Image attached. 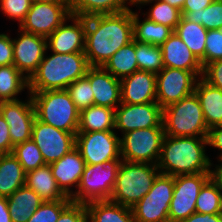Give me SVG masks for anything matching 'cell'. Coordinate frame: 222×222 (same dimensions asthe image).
I'll return each instance as SVG.
<instances>
[{"instance_id": "7dc6e473", "label": "cell", "mask_w": 222, "mask_h": 222, "mask_svg": "<svg viewBox=\"0 0 222 222\" xmlns=\"http://www.w3.org/2000/svg\"><path fill=\"white\" fill-rule=\"evenodd\" d=\"M208 145L218 148L221 152L219 159H222V125L209 128L207 135Z\"/></svg>"}, {"instance_id": "4316f807", "label": "cell", "mask_w": 222, "mask_h": 222, "mask_svg": "<svg viewBox=\"0 0 222 222\" xmlns=\"http://www.w3.org/2000/svg\"><path fill=\"white\" fill-rule=\"evenodd\" d=\"M25 182L26 172L13 153L0 154V197L8 198Z\"/></svg>"}, {"instance_id": "83f0119b", "label": "cell", "mask_w": 222, "mask_h": 222, "mask_svg": "<svg viewBox=\"0 0 222 222\" xmlns=\"http://www.w3.org/2000/svg\"><path fill=\"white\" fill-rule=\"evenodd\" d=\"M12 222H27L36 209L44 202L26 185L17 189L7 198Z\"/></svg>"}, {"instance_id": "7bdbcfd3", "label": "cell", "mask_w": 222, "mask_h": 222, "mask_svg": "<svg viewBox=\"0 0 222 222\" xmlns=\"http://www.w3.org/2000/svg\"><path fill=\"white\" fill-rule=\"evenodd\" d=\"M86 204L71 202L60 214L57 222H87Z\"/></svg>"}, {"instance_id": "ac0fdd59", "label": "cell", "mask_w": 222, "mask_h": 222, "mask_svg": "<svg viewBox=\"0 0 222 222\" xmlns=\"http://www.w3.org/2000/svg\"><path fill=\"white\" fill-rule=\"evenodd\" d=\"M72 19V20H71ZM73 25H66V21ZM86 18L70 15L51 35L47 37V49L53 53H84Z\"/></svg>"}, {"instance_id": "ee69618b", "label": "cell", "mask_w": 222, "mask_h": 222, "mask_svg": "<svg viewBox=\"0 0 222 222\" xmlns=\"http://www.w3.org/2000/svg\"><path fill=\"white\" fill-rule=\"evenodd\" d=\"M202 78L222 90V60L210 62L203 67Z\"/></svg>"}, {"instance_id": "b9f144b4", "label": "cell", "mask_w": 222, "mask_h": 222, "mask_svg": "<svg viewBox=\"0 0 222 222\" xmlns=\"http://www.w3.org/2000/svg\"><path fill=\"white\" fill-rule=\"evenodd\" d=\"M30 0H0V9L10 19L19 21V25L25 20L31 7Z\"/></svg>"}, {"instance_id": "d6a6232c", "label": "cell", "mask_w": 222, "mask_h": 222, "mask_svg": "<svg viewBox=\"0 0 222 222\" xmlns=\"http://www.w3.org/2000/svg\"><path fill=\"white\" fill-rule=\"evenodd\" d=\"M28 88V80L14 66H0V100L15 101L16 95Z\"/></svg>"}, {"instance_id": "f6af8a7d", "label": "cell", "mask_w": 222, "mask_h": 222, "mask_svg": "<svg viewBox=\"0 0 222 222\" xmlns=\"http://www.w3.org/2000/svg\"><path fill=\"white\" fill-rule=\"evenodd\" d=\"M14 50L12 39L7 34H0V66L13 65Z\"/></svg>"}, {"instance_id": "603a6c76", "label": "cell", "mask_w": 222, "mask_h": 222, "mask_svg": "<svg viewBox=\"0 0 222 222\" xmlns=\"http://www.w3.org/2000/svg\"><path fill=\"white\" fill-rule=\"evenodd\" d=\"M200 79L196 82L194 93L199 99L206 125L208 128L222 125V90L202 77Z\"/></svg>"}, {"instance_id": "5bb4252c", "label": "cell", "mask_w": 222, "mask_h": 222, "mask_svg": "<svg viewBox=\"0 0 222 222\" xmlns=\"http://www.w3.org/2000/svg\"><path fill=\"white\" fill-rule=\"evenodd\" d=\"M41 151L46 164H51L75 147V135L35 119L31 138Z\"/></svg>"}, {"instance_id": "9c48e42d", "label": "cell", "mask_w": 222, "mask_h": 222, "mask_svg": "<svg viewBox=\"0 0 222 222\" xmlns=\"http://www.w3.org/2000/svg\"><path fill=\"white\" fill-rule=\"evenodd\" d=\"M174 176L159 173L149 192L131 207L136 222H169Z\"/></svg>"}, {"instance_id": "c3c4849f", "label": "cell", "mask_w": 222, "mask_h": 222, "mask_svg": "<svg viewBox=\"0 0 222 222\" xmlns=\"http://www.w3.org/2000/svg\"><path fill=\"white\" fill-rule=\"evenodd\" d=\"M182 222H222V214H200L194 212Z\"/></svg>"}, {"instance_id": "7a4b0ae2", "label": "cell", "mask_w": 222, "mask_h": 222, "mask_svg": "<svg viewBox=\"0 0 222 222\" xmlns=\"http://www.w3.org/2000/svg\"><path fill=\"white\" fill-rule=\"evenodd\" d=\"M205 145L207 138L165 135L157 163L160 173L176 177L210 172L212 163Z\"/></svg>"}, {"instance_id": "484cf974", "label": "cell", "mask_w": 222, "mask_h": 222, "mask_svg": "<svg viewBox=\"0 0 222 222\" xmlns=\"http://www.w3.org/2000/svg\"><path fill=\"white\" fill-rule=\"evenodd\" d=\"M86 210L87 222H136L131 208L111 200L90 202Z\"/></svg>"}, {"instance_id": "e575fe53", "label": "cell", "mask_w": 222, "mask_h": 222, "mask_svg": "<svg viewBox=\"0 0 222 222\" xmlns=\"http://www.w3.org/2000/svg\"><path fill=\"white\" fill-rule=\"evenodd\" d=\"M221 199L222 191L209 179L198 194L195 210L200 214L221 213Z\"/></svg>"}, {"instance_id": "277c9868", "label": "cell", "mask_w": 222, "mask_h": 222, "mask_svg": "<svg viewBox=\"0 0 222 222\" xmlns=\"http://www.w3.org/2000/svg\"><path fill=\"white\" fill-rule=\"evenodd\" d=\"M36 119L57 129L77 134L80 111L75 107L67 90L29 92Z\"/></svg>"}, {"instance_id": "f5cc1de1", "label": "cell", "mask_w": 222, "mask_h": 222, "mask_svg": "<svg viewBox=\"0 0 222 222\" xmlns=\"http://www.w3.org/2000/svg\"><path fill=\"white\" fill-rule=\"evenodd\" d=\"M162 1L169 3L171 6L179 9L180 11H182L185 2V0H162Z\"/></svg>"}, {"instance_id": "f907efd6", "label": "cell", "mask_w": 222, "mask_h": 222, "mask_svg": "<svg viewBox=\"0 0 222 222\" xmlns=\"http://www.w3.org/2000/svg\"><path fill=\"white\" fill-rule=\"evenodd\" d=\"M0 222H12L8 208V201L5 197H0Z\"/></svg>"}, {"instance_id": "74e56055", "label": "cell", "mask_w": 222, "mask_h": 222, "mask_svg": "<svg viewBox=\"0 0 222 222\" xmlns=\"http://www.w3.org/2000/svg\"><path fill=\"white\" fill-rule=\"evenodd\" d=\"M153 1L156 2L146 18L155 23L170 27L174 31L182 17L181 11L162 0Z\"/></svg>"}, {"instance_id": "bcb514c9", "label": "cell", "mask_w": 222, "mask_h": 222, "mask_svg": "<svg viewBox=\"0 0 222 222\" xmlns=\"http://www.w3.org/2000/svg\"><path fill=\"white\" fill-rule=\"evenodd\" d=\"M14 146L11 143L9 126L0 114V154L12 153Z\"/></svg>"}, {"instance_id": "f35d334b", "label": "cell", "mask_w": 222, "mask_h": 222, "mask_svg": "<svg viewBox=\"0 0 222 222\" xmlns=\"http://www.w3.org/2000/svg\"><path fill=\"white\" fill-rule=\"evenodd\" d=\"M66 90L80 112L94 105V92L86 76L74 81Z\"/></svg>"}, {"instance_id": "7402d4cb", "label": "cell", "mask_w": 222, "mask_h": 222, "mask_svg": "<svg viewBox=\"0 0 222 222\" xmlns=\"http://www.w3.org/2000/svg\"><path fill=\"white\" fill-rule=\"evenodd\" d=\"M164 68L192 71L202 77L203 67L185 43L173 33L161 46Z\"/></svg>"}, {"instance_id": "4fadbf2b", "label": "cell", "mask_w": 222, "mask_h": 222, "mask_svg": "<svg viewBox=\"0 0 222 222\" xmlns=\"http://www.w3.org/2000/svg\"><path fill=\"white\" fill-rule=\"evenodd\" d=\"M69 16L68 3H32L19 28L47 38Z\"/></svg>"}, {"instance_id": "e0dca14e", "label": "cell", "mask_w": 222, "mask_h": 222, "mask_svg": "<svg viewBox=\"0 0 222 222\" xmlns=\"http://www.w3.org/2000/svg\"><path fill=\"white\" fill-rule=\"evenodd\" d=\"M1 115L9 126L13 146L32 138V127L36 115L31 96L27 102L3 101Z\"/></svg>"}, {"instance_id": "f1b7e54d", "label": "cell", "mask_w": 222, "mask_h": 222, "mask_svg": "<svg viewBox=\"0 0 222 222\" xmlns=\"http://www.w3.org/2000/svg\"><path fill=\"white\" fill-rule=\"evenodd\" d=\"M208 30L201 24H197L181 17L174 33L185 43L193 55L205 66V45Z\"/></svg>"}, {"instance_id": "8992f818", "label": "cell", "mask_w": 222, "mask_h": 222, "mask_svg": "<svg viewBox=\"0 0 222 222\" xmlns=\"http://www.w3.org/2000/svg\"><path fill=\"white\" fill-rule=\"evenodd\" d=\"M165 135L207 138L209 128L195 93L163 108Z\"/></svg>"}, {"instance_id": "1f68e13d", "label": "cell", "mask_w": 222, "mask_h": 222, "mask_svg": "<svg viewBox=\"0 0 222 222\" xmlns=\"http://www.w3.org/2000/svg\"><path fill=\"white\" fill-rule=\"evenodd\" d=\"M114 77L121 80L138 71L135 40L121 47L103 66Z\"/></svg>"}, {"instance_id": "681fc988", "label": "cell", "mask_w": 222, "mask_h": 222, "mask_svg": "<svg viewBox=\"0 0 222 222\" xmlns=\"http://www.w3.org/2000/svg\"><path fill=\"white\" fill-rule=\"evenodd\" d=\"M214 0H185L181 12H200L209 6Z\"/></svg>"}, {"instance_id": "f546056e", "label": "cell", "mask_w": 222, "mask_h": 222, "mask_svg": "<svg viewBox=\"0 0 222 222\" xmlns=\"http://www.w3.org/2000/svg\"><path fill=\"white\" fill-rule=\"evenodd\" d=\"M115 129V109L91 105L80 112L77 133L113 131Z\"/></svg>"}, {"instance_id": "7c38bea8", "label": "cell", "mask_w": 222, "mask_h": 222, "mask_svg": "<svg viewBox=\"0 0 222 222\" xmlns=\"http://www.w3.org/2000/svg\"><path fill=\"white\" fill-rule=\"evenodd\" d=\"M199 78L192 71L164 68L156 74V102L163 109L191 95Z\"/></svg>"}, {"instance_id": "ba28073f", "label": "cell", "mask_w": 222, "mask_h": 222, "mask_svg": "<svg viewBox=\"0 0 222 222\" xmlns=\"http://www.w3.org/2000/svg\"><path fill=\"white\" fill-rule=\"evenodd\" d=\"M164 137V127H150L125 133L120 138V156L123 161L157 165Z\"/></svg>"}, {"instance_id": "11a10c76", "label": "cell", "mask_w": 222, "mask_h": 222, "mask_svg": "<svg viewBox=\"0 0 222 222\" xmlns=\"http://www.w3.org/2000/svg\"><path fill=\"white\" fill-rule=\"evenodd\" d=\"M153 2V0H133V4L134 5H138V4H140V5H146L147 3H152Z\"/></svg>"}, {"instance_id": "d590c367", "label": "cell", "mask_w": 222, "mask_h": 222, "mask_svg": "<svg viewBox=\"0 0 222 222\" xmlns=\"http://www.w3.org/2000/svg\"><path fill=\"white\" fill-rule=\"evenodd\" d=\"M181 15L207 30L222 29V0H214L200 12H181Z\"/></svg>"}, {"instance_id": "8fae6325", "label": "cell", "mask_w": 222, "mask_h": 222, "mask_svg": "<svg viewBox=\"0 0 222 222\" xmlns=\"http://www.w3.org/2000/svg\"><path fill=\"white\" fill-rule=\"evenodd\" d=\"M75 148L85 164L95 165L120 159V138L114 131L85 132L75 135Z\"/></svg>"}, {"instance_id": "4dcf8cb0", "label": "cell", "mask_w": 222, "mask_h": 222, "mask_svg": "<svg viewBox=\"0 0 222 222\" xmlns=\"http://www.w3.org/2000/svg\"><path fill=\"white\" fill-rule=\"evenodd\" d=\"M138 15L137 12L132 11L133 33L136 42L161 46L174 33L170 27L147 18L141 23Z\"/></svg>"}, {"instance_id": "836d02e7", "label": "cell", "mask_w": 222, "mask_h": 222, "mask_svg": "<svg viewBox=\"0 0 222 222\" xmlns=\"http://www.w3.org/2000/svg\"><path fill=\"white\" fill-rule=\"evenodd\" d=\"M135 52L138 70L149 71L157 74L164 69L162 50L160 46L135 41Z\"/></svg>"}, {"instance_id": "30bf717a", "label": "cell", "mask_w": 222, "mask_h": 222, "mask_svg": "<svg viewBox=\"0 0 222 222\" xmlns=\"http://www.w3.org/2000/svg\"><path fill=\"white\" fill-rule=\"evenodd\" d=\"M210 172L174 177L173 197L169 205V222H182L195 210L196 199Z\"/></svg>"}, {"instance_id": "9f6ffc18", "label": "cell", "mask_w": 222, "mask_h": 222, "mask_svg": "<svg viewBox=\"0 0 222 222\" xmlns=\"http://www.w3.org/2000/svg\"><path fill=\"white\" fill-rule=\"evenodd\" d=\"M2 104H3V101L0 100V114H1V108H2Z\"/></svg>"}, {"instance_id": "cb8c5ba5", "label": "cell", "mask_w": 222, "mask_h": 222, "mask_svg": "<svg viewBox=\"0 0 222 222\" xmlns=\"http://www.w3.org/2000/svg\"><path fill=\"white\" fill-rule=\"evenodd\" d=\"M25 185L35 191L43 201L71 199L57 186L50 164L27 172Z\"/></svg>"}, {"instance_id": "db71d44e", "label": "cell", "mask_w": 222, "mask_h": 222, "mask_svg": "<svg viewBox=\"0 0 222 222\" xmlns=\"http://www.w3.org/2000/svg\"><path fill=\"white\" fill-rule=\"evenodd\" d=\"M31 3H68V0H30Z\"/></svg>"}, {"instance_id": "816d5d0a", "label": "cell", "mask_w": 222, "mask_h": 222, "mask_svg": "<svg viewBox=\"0 0 222 222\" xmlns=\"http://www.w3.org/2000/svg\"><path fill=\"white\" fill-rule=\"evenodd\" d=\"M219 161H222V159H219ZM210 179L222 191V163L217 165L214 170H210Z\"/></svg>"}, {"instance_id": "2e32d148", "label": "cell", "mask_w": 222, "mask_h": 222, "mask_svg": "<svg viewBox=\"0 0 222 222\" xmlns=\"http://www.w3.org/2000/svg\"><path fill=\"white\" fill-rule=\"evenodd\" d=\"M19 30L20 37L12 39L13 65L29 80L44 58L47 50V38L23 31L21 28Z\"/></svg>"}, {"instance_id": "5b68a950", "label": "cell", "mask_w": 222, "mask_h": 222, "mask_svg": "<svg viewBox=\"0 0 222 222\" xmlns=\"http://www.w3.org/2000/svg\"><path fill=\"white\" fill-rule=\"evenodd\" d=\"M159 173L155 164L122 161L110 200L133 207L149 192Z\"/></svg>"}, {"instance_id": "3957f363", "label": "cell", "mask_w": 222, "mask_h": 222, "mask_svg": "<svg viewBox=\"0 0 222 222\" xmlns=\"http://www.w3.org/2000/svg\"><path fill=\"white\" fill-rule=\"evenodd\" d=\"M91 66L84 53H53L40 62L28 80V92L66 90L74 81L86 75Z\"/></svg>"}, {"instance_id": "6da1fadb", "label": "cell", "mask_w": 222, "mask_h": 222, "mask_svg": "<svg viewBox=\"0 0 222 222\" xmlns=\"http://www.w3.org/2000/svg\"><path fill=\"white\" fill-rule=\"evenodd\" d=\"M133 40L132 10L86 18L84 54L91 67H103Z\"/></svg>"}, {"instance_id": "d4e9b609", "label": "cell", "mask_w": 222, "mask_h": 222, "mask_svg": "<svg viewBox=\"0 0 222 222\" xmlns=\"http://www.w3.org/2000/svg\"><path fill=\"white\" fill-rule=\"evenodd\" d=\"M126 2L133 5V0H68V8L70 15L87 18L131 10Z\"/></svg>"}, {"instance_id": "ab89813d", "label": "cell", "mask_w": 222, "mask_h": 222, "mask_svg": "<svg viewBox=\"0 0 222 222\" xmlns=\"http://www.w3.org/2000/svg\"><path fill=\"white\" fill-rule=\"evenodd\" d=\"M72 202L71 199L44 201L27 222H57L61 212Z\"/></svg>"}, {"instance_id": "8d00e7d4", "label": "cell", "mask_w": 222, "mask_h": 222, "mask_svg": "<svg viewBox=\"0 0 222 222\" xmlns=\"http://www.w3.org/2000/svg\"><path fill=\"white\" fill-rule=\"evenodd\" d=\"M12 153L26 173L46 164L40 149L32 139L15 145Z\"/></svg>"}, {"instance_id": "ffe728a7", "label": "cell", "mask_w": 222, "mask_h": 222, "mask_svg": "<svg viewBox=\"0 0 222 222\" xmlns=\"http://www.w3.org/2000/svg\"><path fill=\"white\" fill-rule=\"evenodd\" d=\"M94 92V105L116 109L121 104V82L103 67H90L85 75ZM119 105H115V104Z\"/></svg>"}, {"instance_id": "9a60e30c", "label": "cell", "mask_w": 222, "mask_h": 222, "mask_svg": "<svg viewBox=\"0 0 222 222\" xmlns=\"http://www.w3.org/2000/svg\"><path fill=\"white\" fill-rule=\"evenodd\" d=\"M120 106L115 109V128L123 134L137 129L163 127V109L157 102L121 103Z\"/></svg>"}, {"instance_id": "52a82bcc", "label": "cell", "mask_w": 222, "mask_h": 222, "mask_svg": "<svg viewBox=\"0 0 222 222\" xmlns=\"http://www.w3.org/2000/svg\"><path fill=\"white\" fill-rule=\"evenodd\" d=\"M121 159L89 165L86 164L78 190L70 197L72 202L88 204L93 201L110 200Z\"/></svg>"}, {"instance_id": "60d3db41", "label": "cell", "mask_w": 222, "mask_h": 222, "mask_svg": "<svg viewBox=\"0 0 222 222\" xmlns=\"http://www.w3.org/2000/svg\"><path fill=\"white\" fill-rule=\"evenodd\" d=\"M222 60V29L208 30L205 45V65Z\"/></svg>"}, {"instance_id": "44dd1931", "label": "cell", "mask_w": 222, "mask_h": 222, "mask_svg": "<svg viewBox=\"0 0 222 222\" xmlns=\"http://www.w3.org/2000/svg\"><path fill=\"white\" fill-rule=\"evenodd\" d=\"M85 165L84 159L75 147L50 164L57 186L66 196L71 197L74 193L70 187L75 185L78 188Z\"/></svg>"}, {"instance_id": "d6986e66", "label": "cell", "mask_w": 222, "mask_h": 222, "mask_svg": "<svg viewBox=\"0 0 222 222\" xmlns=\"http://www.w3.org/2000/svg\"><path fill=\"white\" fill-rule=\"evenodd\" d=\"M121 103L144 104L156 102V74L138 70L120 80Z\"/></svg>"}]
</instances>
